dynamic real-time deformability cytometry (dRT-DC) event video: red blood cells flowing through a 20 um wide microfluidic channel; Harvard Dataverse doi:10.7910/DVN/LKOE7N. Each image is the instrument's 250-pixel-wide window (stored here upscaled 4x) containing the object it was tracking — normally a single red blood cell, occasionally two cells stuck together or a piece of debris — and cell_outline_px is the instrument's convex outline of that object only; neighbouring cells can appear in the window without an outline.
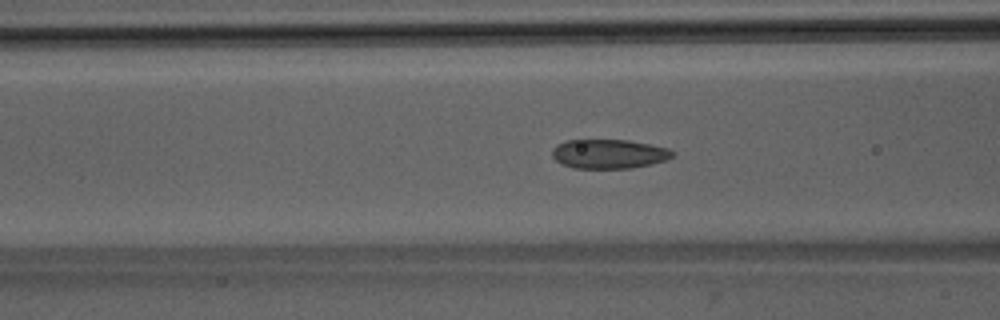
{"species": "Egyptian fruit bat (a non-hibernating species)", "species_latin": "Rousettus aegyptiacus", "temperature_condition": "room temperature", "stored_images_in_passage": 38, "camera_frame_rate_fps": 3000, "um_per_image_px": 0.085, "animal": {"sex": "male"}, "frame": {"image": 1, "passage_image": 7, "time_ms": 2.0, "image_size_px": [1000, 320], "cell_outline_px": [[676, 152], [672, 156], [664, 160], [652, 164], [632, 168], [572, 168], [560, 164], [552, 156], [552, 148], [556, 144], [564, 140], [628, 140], [668, 148]], "centroid_in_image_um": [51.71, 13.08], "position_along_channel_um": 114.9, "area_um2": 20.63}}
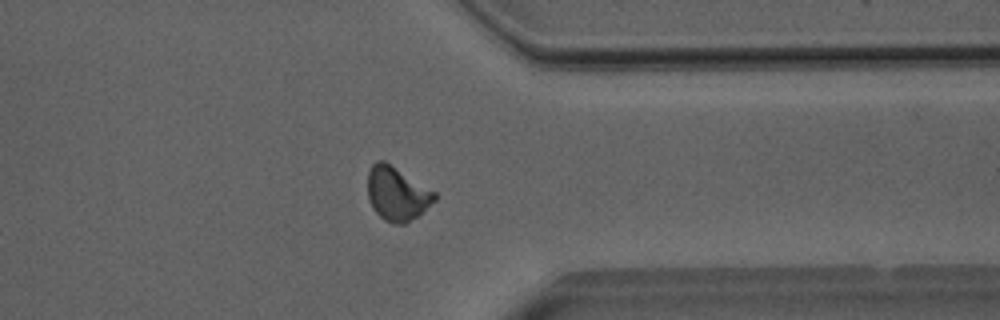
{"frame": {"image": 2, "passage_image": 27, "time_ms": 8.667, "image_size_px": [1000, 320], "cell_outline_px": [[436, 200], [416, 216], [404, 224], [396, 224], [384, 220], [372, 208], [368, 196], [368, 172], [372, 164], [376, 160], [384, 160], [436, 192]], "centroid_in_image_um": [33.72, 16.45], "position_along_channel_um": 377.7, "area_um2": 20.81}}
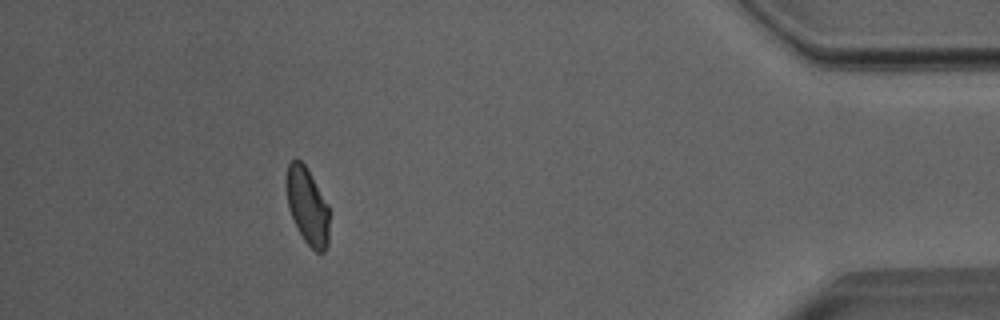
{"frame": {"image": 3, "passage_image": 33, "time_ms": 10.667, "image_size_px": [1000, 320], "cell_outline_px": [[328, 244], [324, 252], [316, 252], [304, 240], [288, 208], [284, 184], [284, 180], [288, 164], [296, 156], [304, 164], [328, 204]], "centroid_in_image_um": [26.09, 17.46], "position_along_channel_um": 409.1, "area_um2": 19.25}, "authors_computed_cell_mechanics": {"area_um2": 20.4034, "velocity_mm_per_s": 4.0181, "shape_relaxation_time_tau1_ms": 6.6339, "shape_relaxation_time_tau2_ms": 1.3781, "deformation_change_tau1": 0.1234, "deformation_change_tau2": 0.0576}}